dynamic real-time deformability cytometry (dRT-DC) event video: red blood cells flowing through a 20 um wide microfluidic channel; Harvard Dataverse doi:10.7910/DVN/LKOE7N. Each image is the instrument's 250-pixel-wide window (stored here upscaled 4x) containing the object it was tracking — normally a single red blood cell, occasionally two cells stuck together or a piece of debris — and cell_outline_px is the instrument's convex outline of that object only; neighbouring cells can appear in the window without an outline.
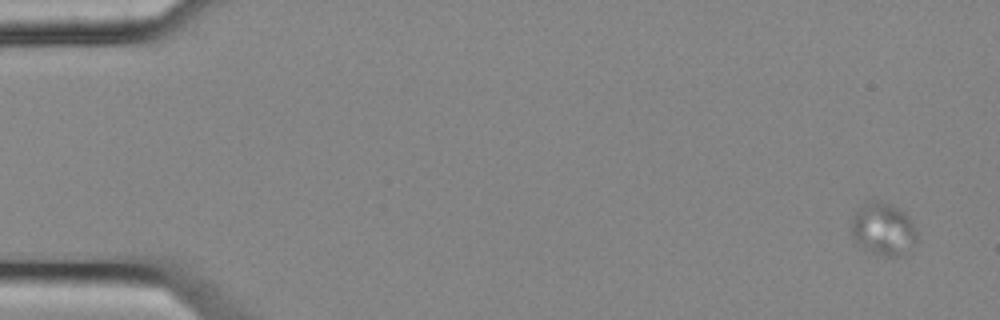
{"species": "common noctule bat (a hibernating species)", "species_latin": "Nyctalus noctula", "temperature_condition": "cold", "stored_images_in_passage": 5, "camera_frame_rate_fps": 3000, "um_per_image_px": 0.085, "animal": {"sex": "female", "body_mass_g": 25.1}, "frame": {"image": 1, "passage_image": 1, "time_ms": 0.0, "image_size_px": [1000, 320], "cell_outline_px": [[916, 240], [900, 256], [888, 256], [872, 252], [860, 248], [852, 236], [852, 216], [872, 196], [904, 212], [908, 216], [916, 232]], "centroid_in_image_um": [75.02, 19.44], "position_along_channel_um": 10.0, "area_um2": 19.83}}
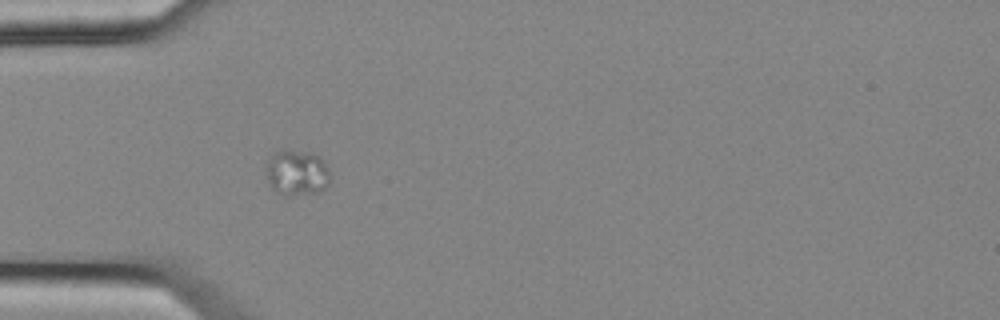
{"frame": {"image": 2, "passage_image": 5, "time_ms": 1.333, "image_size_px": [1000, 320], "cell_outline_px": [[328, 184], [320, 192], [288, 196], [284, 196], [276, 192], [268, 184], [264, 172], [264, 164], [268, 156], [280, 148], [312, 152], [320, 156], [324, 160], [328, 172]], "centroid_in_image_um": [25.14, 14.65], "position_along_channel_um": 59.9, "area_um2": 17.86}}